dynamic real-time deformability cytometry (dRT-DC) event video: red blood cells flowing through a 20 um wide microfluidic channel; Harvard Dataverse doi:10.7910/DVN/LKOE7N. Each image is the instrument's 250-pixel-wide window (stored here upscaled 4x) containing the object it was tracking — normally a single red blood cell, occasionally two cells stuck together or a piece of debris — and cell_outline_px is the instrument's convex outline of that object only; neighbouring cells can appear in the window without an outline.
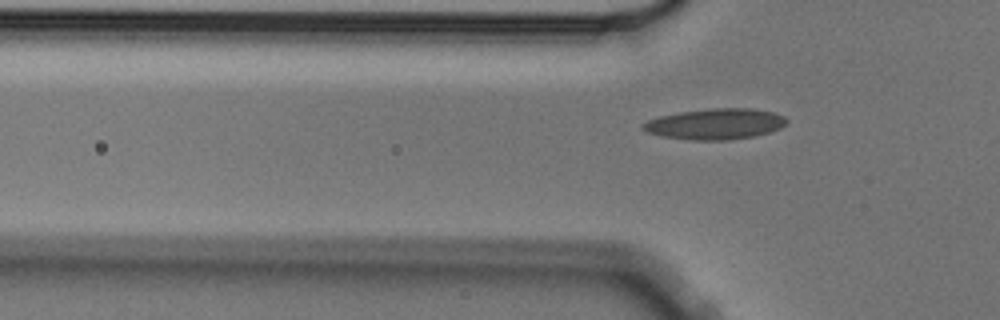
{"species": "Egyptian fruit bat (a non-hibernating species)", "species_latin": "Rousettus aegyptiacus", "temperature_condition": "cold", "stored_images_in_passage": 7, "camera_frame_rate_fps": 3000, "um_per_image_px": 0.085, "animal": {"sex": "male"}, "frame": {"image": 1, "passage_image": 7, "time_ms": 2.0, "image_size_px": [1000, 320], "cell_outline_px": [[788, 120], [780, 128], [756, 136], [728, 140], [692, 140], [660, 136], [648, 132], [640, 128], [640, 124], [648, 120], [660, 116], [680, 112], [712, 108], [748, 108], [772, 112], [784, 116]], "centroid_in_image_um": [60.77, 10.54], "position_along_channel_um": 65.0, "area_um2": 25.78}}